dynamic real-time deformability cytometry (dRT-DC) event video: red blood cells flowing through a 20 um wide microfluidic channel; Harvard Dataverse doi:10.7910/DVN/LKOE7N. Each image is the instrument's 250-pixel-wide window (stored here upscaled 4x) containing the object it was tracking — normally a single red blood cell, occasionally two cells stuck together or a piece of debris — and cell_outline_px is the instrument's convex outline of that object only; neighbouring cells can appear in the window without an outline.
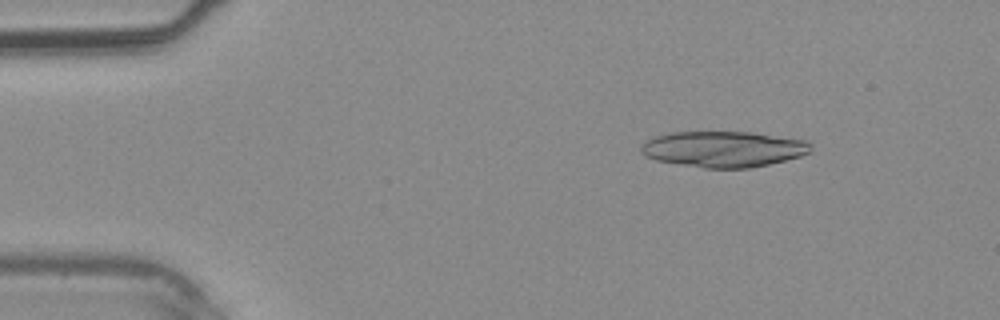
{"species": "common noctule bat (a hibernating species)", "species_latin": "Nyctalus noctula", "temperature_condition": "warm", "stored_images_in_passage": 12, "camera_frame_rate_fps": 3000, "um_per_image_px": 0.085, "animal": {"sex": "male", "body_mass_g": 20.4}, "frame": {"image": 1, "passage_image": 5, "time_ms": 1.333, "image_size_px": [1000, 320], "cell_outline_px": [[812, 152], [800, 156], [768, 164], [748, 168], [704, 168], [656, 160], [640, 152], [640, 148], [648, 140], [656, 136], [672, 132], [752, 132], [808, 140], [812, 144]], "centroid_in_image_um": [61.56, 12.67], "position_along_channel_um": 23.4, "area_um2": 35.43}}